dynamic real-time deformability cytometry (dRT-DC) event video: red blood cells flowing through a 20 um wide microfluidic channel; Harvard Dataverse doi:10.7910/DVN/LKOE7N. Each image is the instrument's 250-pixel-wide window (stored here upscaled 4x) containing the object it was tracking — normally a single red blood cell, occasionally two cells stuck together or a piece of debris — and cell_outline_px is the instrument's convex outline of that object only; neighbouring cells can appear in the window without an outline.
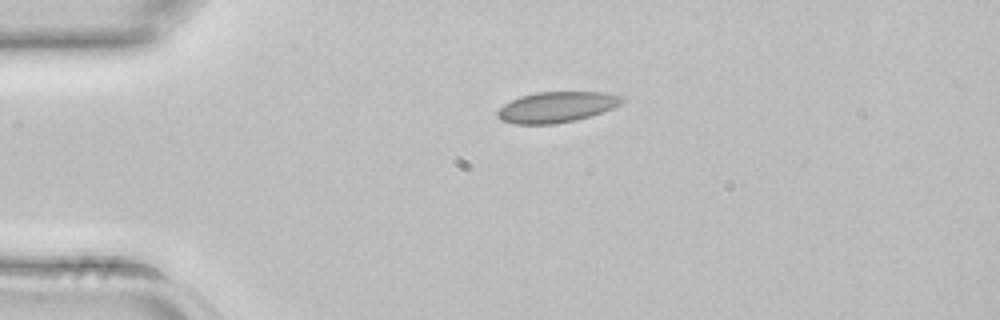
{"species": "common noctule bat (a hibernating species)", "species_latin": "Nyctalus noctula", "temperature_condition": "room temperature", "stored_images_in_passage": 34, "camera_frame_rate_fps": 3000, "um_per_image_px": 0.085, "animal": {"sex": "female", "body_mass_g": 22.7, "forearm_length_mm": 54.2}, "frame": {"image": 1, "passage_image": 1, "time_ms": 0.0, "image_size_px": [1000, 320], "cell_outline_px": [[624, 100], [620, 104], [604, 112], [592, 116], [576, 120], [552, 124], [516, 124], [500, 120], [496, 116], [496, 112], [504, 104], [520, 96], [536, 92], [604, 92], [620, 96]], "centroid_in_image_um": [47.29, 9.1], "position_along_channel_um": 37.7, "area_um2": 22.31}}
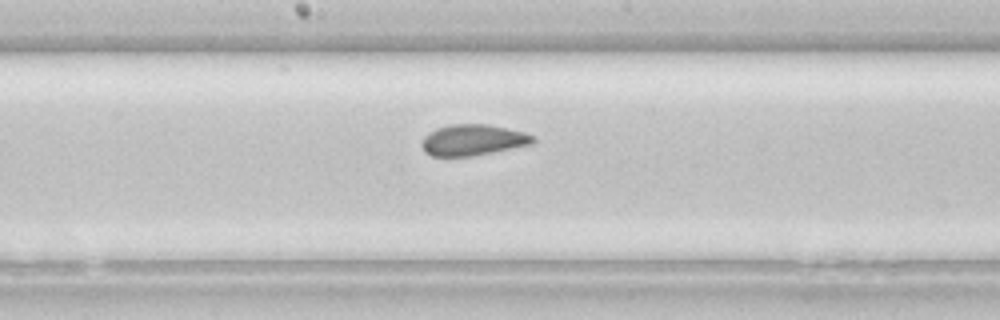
{"frame": {"image": 2, "passage_image": 14, "time_ms": 4.333, "image_size_px": [1000, 320], "cell_outline_px": [[536, 140], [532, 144], [472, 156], [432, 156], [424, 152], [420, 144], [424, 136], [428, 132], [436, 128], [448, 124], [488, 124], [524, 132], [536, 136]], "centroid_in_image_um": [40.17, 11.89], "position_along_channel_um": 208.0, "area_um2": 20.29}}
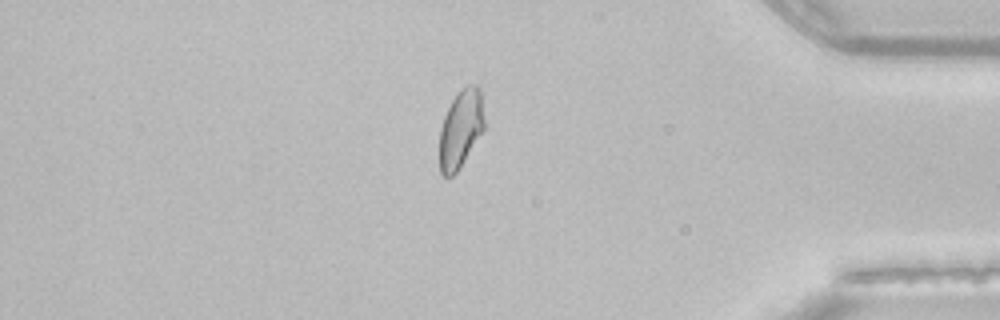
{"frame": {"image": 3, "passage_image": 28, "time_ms": 9.0, "image_size_px": [1000, 320], "cell_outline_px": [[484, 128], [456, 172], [452, 176], [444, 176], [440, 172], [440, 128], [444, 116], [452, 100], [468, 84], [476, 84], [480, 88], [484, 120]], "centroid_in_image_um": [39.15, 10.94], "position_along_channel_um": 396.0, "area_um2": 19.83}}